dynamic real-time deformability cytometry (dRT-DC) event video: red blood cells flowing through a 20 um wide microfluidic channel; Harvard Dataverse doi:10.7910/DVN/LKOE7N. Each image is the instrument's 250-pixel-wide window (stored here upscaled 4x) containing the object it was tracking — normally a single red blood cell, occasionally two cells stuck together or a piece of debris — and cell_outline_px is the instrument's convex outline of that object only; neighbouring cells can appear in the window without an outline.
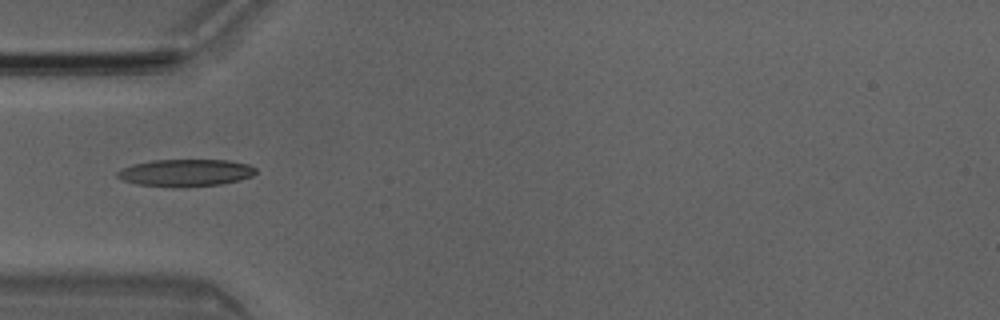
{"species": "Egyptian fruit bat (a non-hibernating species)", "species_latin": "Rousettus aegyptiacus", "temperature_condition": "room temperature", "stored_images_in_passage": 5, "camera_frame_rate_fps": 3000, "um_per_image_px": 0.085, "animal": {"sex": "male"}, "frame": {"image": 1, "passage_image": 4, "time_ms": 1.0, "image_size_px": [1000, 320], "cell_outline_px": [[256, 172], [252, 176], [240, 180], [220, 184], [176, 188], [136, 184], [124, 180], [116, 176], [116, 172], [132, 164], [152, 160], [228, 160], [248, 164], [256, 168]], "centroid_in_image_um": [15.77, 14.69], "position_along_channel_um": 69.2, "area_um2": 22.02}}